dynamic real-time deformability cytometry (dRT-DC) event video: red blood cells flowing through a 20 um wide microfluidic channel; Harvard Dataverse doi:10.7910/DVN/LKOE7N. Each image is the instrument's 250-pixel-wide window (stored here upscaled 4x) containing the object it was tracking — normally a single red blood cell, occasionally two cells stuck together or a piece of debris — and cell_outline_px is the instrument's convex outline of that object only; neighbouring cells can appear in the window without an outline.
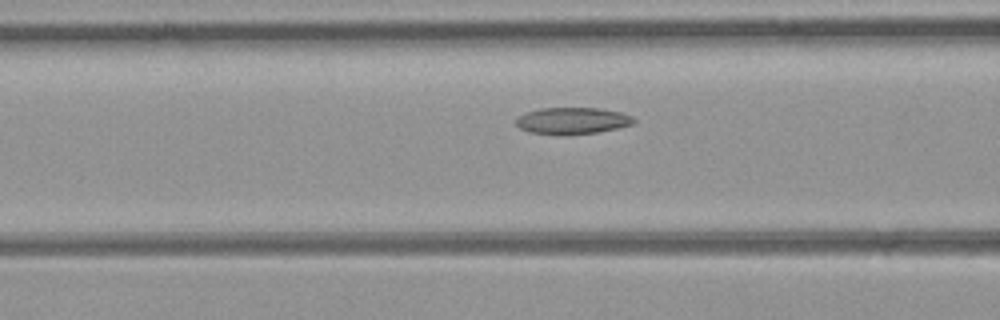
{"species": "common noctule bat (a hibernating species)", "species_latin": "Nyctalus noctula", "temperature_condition": "room temperature", "stored_images_in_passage": 19, "camera_frame_rate_fps": 3000, "um_per_image_px": 0.085, "animal": {"sex": "female", "body_mass_g": 21.9}, "frame": {"image": 1, "passage_image": 11, "time_ms": 3.333, "image_size_px": [1000, 320], "cell_outline_px": [[636, 120], [632, 124], [616, 128], [596, 132], [568, 136], [560, 136], [528, 132], [520, 128], [516, 124], [516, 120], [524, 112], [540, 108], [600, 108], [620, 112], [632, 116]], "centroid_in_image_um": [48.61, 10.28], "position_along_channel_um": 118.0, "area_um2": 18.55}}
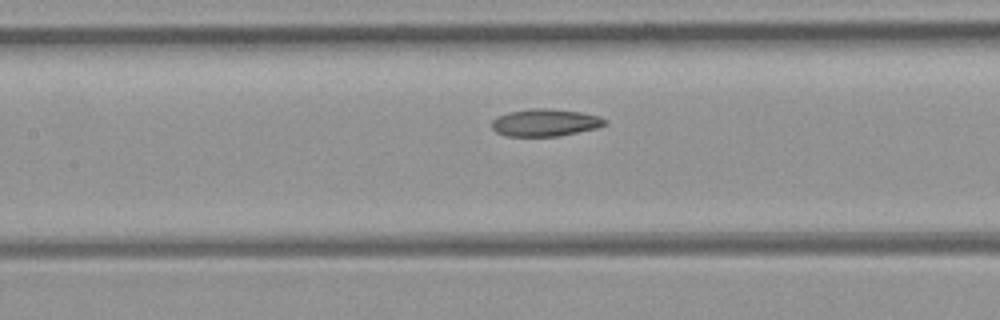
{"frame": {"image": 2, "passage_image": 14, "time_ms": 4.333, "image_size_px": [1000, 320], "cell_outline_px": [[608, 124], [596, 128], [556, 136], [504, 136], [496, 132], [492, 128], [492, 120], [508, 112], [528, 108], [552, 108], [580, 112], [600, 116], [608, 120]], "centroid_in_image_um": [46.35, 10.41], "position_along_channel_um": 161.1, "area_um2": 18.09}}